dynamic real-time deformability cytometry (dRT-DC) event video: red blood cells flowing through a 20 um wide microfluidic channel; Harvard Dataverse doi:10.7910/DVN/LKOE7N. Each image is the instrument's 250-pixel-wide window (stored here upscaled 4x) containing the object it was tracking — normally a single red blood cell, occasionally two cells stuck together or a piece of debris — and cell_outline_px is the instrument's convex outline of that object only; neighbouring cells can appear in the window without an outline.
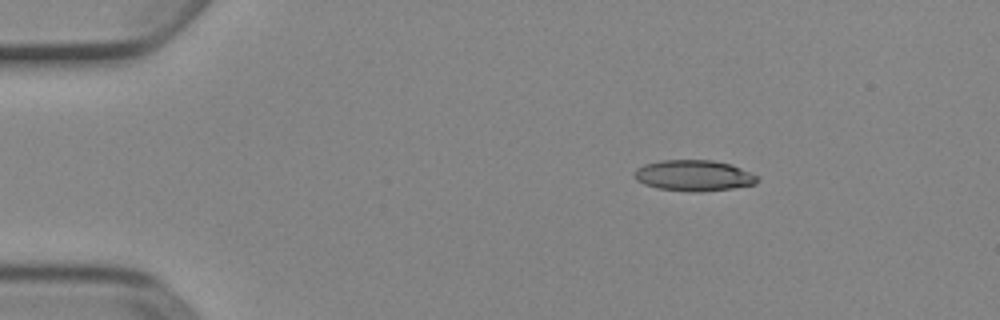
{"species": "Egyptian fruit bat (a non-hibernating species)", "species_latin": "Rousettus aegyptiacus", "temperature_condition": "cold", "stored_images_in_passage": 4, "camera_frame_rate_fps": 3000, "um_per_image_px": 0.085, "animal": {"sex": "female"}, "frame": {"image": 1, "passage_image": 1, "time_ms": 0.0, "image_size_px": [1000, 320], "cell_outline_px": [[760, 180], [756, 184], [732, 188], [692, 192], [656, 188], [644, 184], [636, 180], [632, 176], [632, 172], [636, 168], [644, 164], [660, 160], [712, 160], [732, 164], [760, 176]], "centroid_in_image_um": [58.96, 14.91], "position_along_channel_um": 26.0, "area_um2": 22.48}}